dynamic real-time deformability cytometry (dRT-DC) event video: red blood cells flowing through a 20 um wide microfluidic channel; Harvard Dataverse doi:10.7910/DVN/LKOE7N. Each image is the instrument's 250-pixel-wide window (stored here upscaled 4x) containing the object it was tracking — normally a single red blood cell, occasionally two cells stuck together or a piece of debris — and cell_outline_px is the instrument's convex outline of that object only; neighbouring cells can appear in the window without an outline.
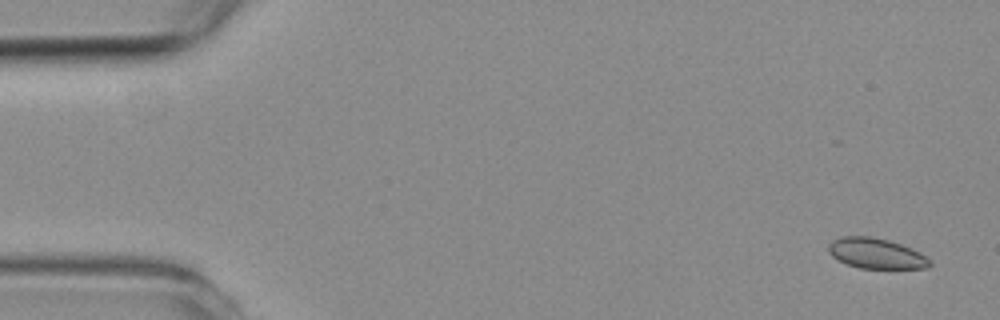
{"species": "common noctule bat (a hibernating species)", "species_latin": "Nyctalus noctula", "temperature_condition": "room temperature", "stored_images_in_passage": 8, "camera_frame_rate_fps": 3000, "um_per_image_px": 0.085, "animal": {"sex": "female", "body_mass_g": 19.3, "forearm_length_mm": 54.1}, "frame": {"image": 1, "passage_image": 1, "time_ms": 0.0, "image_size_px": [1000, 320], "cell_outline_px": [[932, 264], [928, 268], [860, 268], [848, 264], [832, 256], [828, 252], [828, 244], [832, 240], [840, 236], [868, 236], [888, 240], [912, 248], [920, 252], [932, 260]], "centroid_in_image_um": [74.49, 21.53], "position_along_channel_um": 10.5, "area_um2": 17.98}}
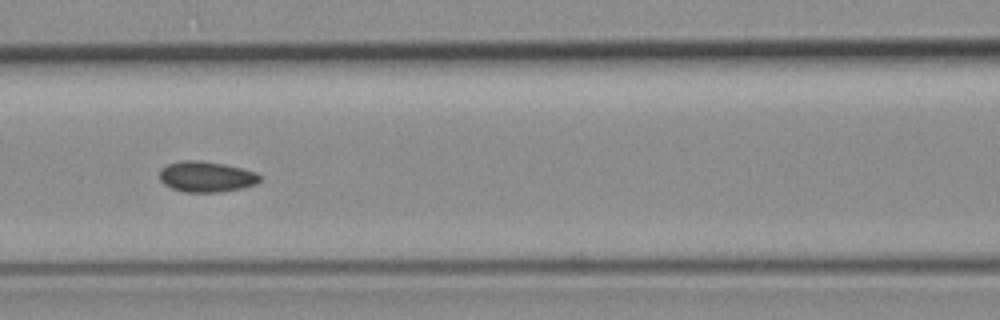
{"frame": {"image": 2, "passage_image": 5, "time_ms": 7.0, "image_size_px": [1000, 320], "cell_outline_px": [[260, 180], [256, 184], [244, 188], [220, 192], [184, 192], [172, 188], [164, 184], [160, 180], [160, 168], [168, 164], [184, 160], [200, 160], [224, 164], [256, 172], [260, 176]], "centroid_in_image_um": [17.53, 15.02], "position_along_channel_um": 149.1, "area_um2": 17.98}}
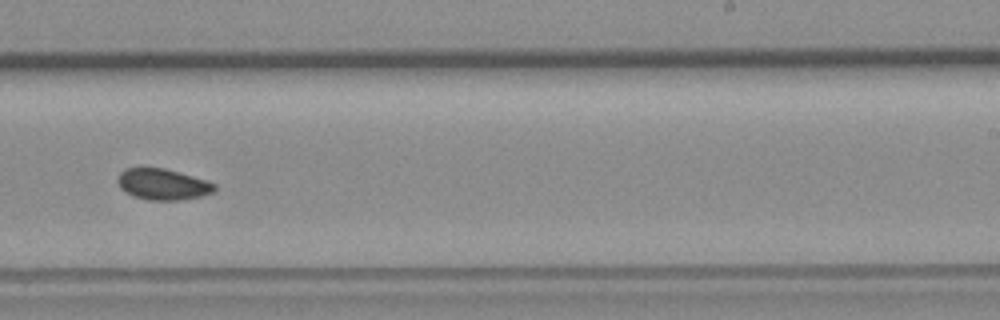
{"frame": {"image": 3, "passage_image": 8, "time_ms": 10.333, "image_size_px": [1000, 320], "cell_outline_px": [[216, 192], [200, 196], [180, 200], [148, 200], [132, 196], [124, 192], [120, 188], [116, 180], [120, 172], [124, 168], [164, 168], [208, 180], [216, 184]], "centroid_in_image_um": [13.83, 15.67], "position_along_channel_um": 275.2, "area_um2": 17.8}}